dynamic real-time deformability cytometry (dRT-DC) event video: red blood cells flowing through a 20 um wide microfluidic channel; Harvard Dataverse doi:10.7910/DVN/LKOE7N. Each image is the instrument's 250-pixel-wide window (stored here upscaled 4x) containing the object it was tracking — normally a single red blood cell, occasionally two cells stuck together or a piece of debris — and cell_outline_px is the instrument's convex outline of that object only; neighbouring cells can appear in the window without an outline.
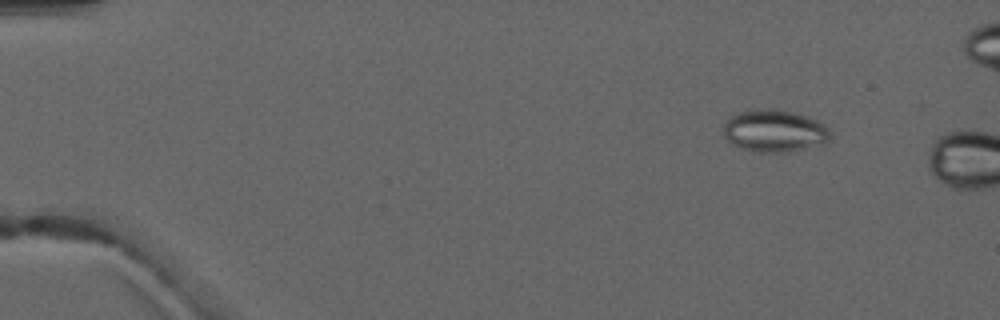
{"species": "common noctule bat (a hibernating species)", "species_latin": "Nyctalus noctula", "temperature_condition": "warm", "stored_images_in_passage": 3, "camera_frame_rate_fps": 3000, "um_per_image_px": 0.085, "animal": {"sex": "male", "forearm_length_mm": 52.5}, "frame": {"image": 1, "passage_image": 2, "time_ms": 1.0, "image_size_px": [1000, 320], "cell_outline_px": [[832, 136], [824, 144], [788, 152], [756, 152], [740, 148], [728, 140], [724, 136], [724, 124], [732, 116], [748, 108], [776, 108], [808, 116], [816, 120], [828, 128]], "centroid_in_image_um": [65.83, 11.11], "position_along_channel_um": 19.2, "area_um2": 26.53}}